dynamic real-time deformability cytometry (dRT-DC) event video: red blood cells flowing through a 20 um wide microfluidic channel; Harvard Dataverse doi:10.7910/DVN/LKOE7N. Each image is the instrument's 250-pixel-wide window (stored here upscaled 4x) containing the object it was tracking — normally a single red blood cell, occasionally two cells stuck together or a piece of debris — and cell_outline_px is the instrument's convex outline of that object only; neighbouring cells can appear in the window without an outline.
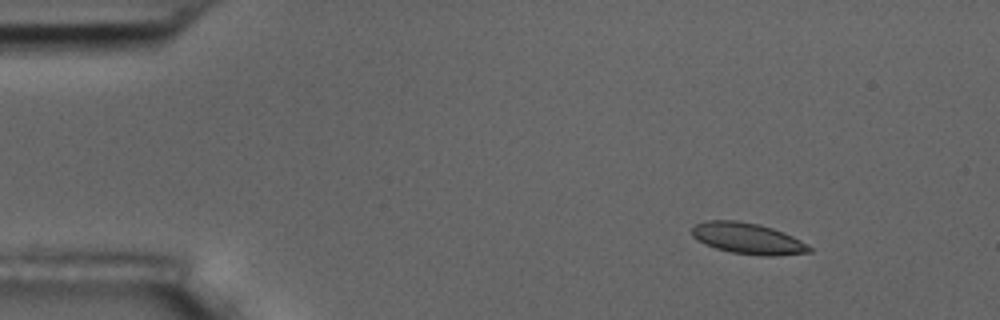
{"species": "common noctule bat (a hibernating species)", "species_latin": "Nyctalus noctula", "temperature_condition": "room temperature", "stored_images_in_passage": 5, "camera_frame_rate_fps": 3000, "um_per_image_px": 0.085, "animal": {"sex": "male", "body_mass_g": 17.5, "forearm_length_mm": 52.3}, "frame": {"image": 1, "passage_image": 1, "time_ms": 0.0, "image_size_px": [1000, 320], "cell_outline_px": [[812, 252], [776, 256], [760, 256], [732, 252], [716, 248], [704, 244], [696, 240], [692, 236], [692, 228], [696, 224], [708, 220], [736, 220], [756, 224], [772, 228], [784, 232], [800, 240], [812, 248]], "centroid_in_image_um": [63.55, 20.28], "position_along_channel_um": 21.4, "area_um2": 21.27}}
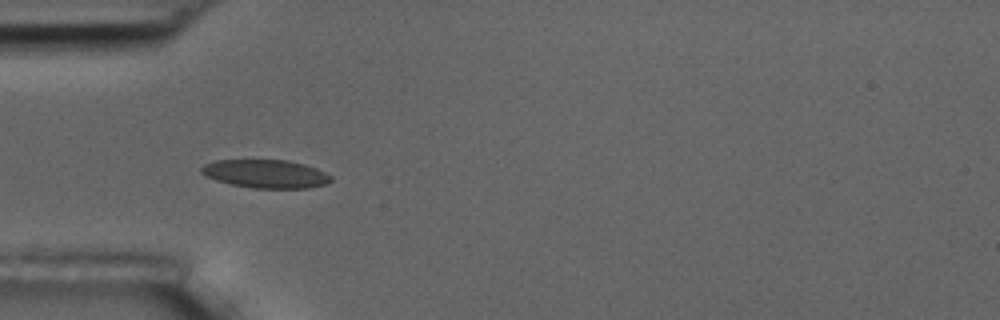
{"frame": {"image": 2, "passage_image": 4, "time_ms": 3.333, "image_size_px": [1000, 320], "cell_outline_px": [[332, 180], [328, 184], [308, 188], [252, 188], [232, 184], [216, 180], [200, 172], [200, 168], [204, 164], [216, 160], [288, 160], [304, 164], [316, 168], [332, 176]], "centroid_in_image_um": [22.61, 14.77], "position_along_channel_um": 62.4, "area_um2": 21.39}}